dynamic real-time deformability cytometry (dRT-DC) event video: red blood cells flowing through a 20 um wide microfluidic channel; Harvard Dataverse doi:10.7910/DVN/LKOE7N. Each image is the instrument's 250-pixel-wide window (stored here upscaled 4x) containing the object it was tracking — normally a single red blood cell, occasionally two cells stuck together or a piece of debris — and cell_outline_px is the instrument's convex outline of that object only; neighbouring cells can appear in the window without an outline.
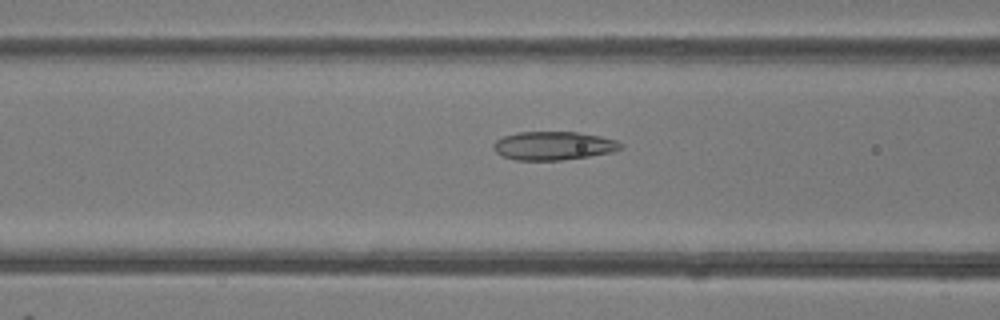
{"species": "common noctule bat (a hibernating species)", "species_latin": "Nyctalus noctula", "temperature_condition": "room temperature", "stored_images_in_passage": 34, "camera_frame_rate_fps": 3000, "um_per_image_px": 0.085, "animal": {"sex": "female"}, "frame": {"image": 1, "passage_image": 7, "time_ms": 2.0, "image_size_px": [1000, 320], "cell_outline_px": [[624, 148], [612, 152], [588, 156], [560, 160], [516, 160], [504, 156], [496, 152], [492, 148], [492, 144], [496, 140], [504, 136], [516, 132], [576, 132], [600, 136], [616, 140], [624, 144]], "centroid_in_image_um": [47.05, 12.38], "position_along_channel_um": 119.5, "area_um2": 21.15}}
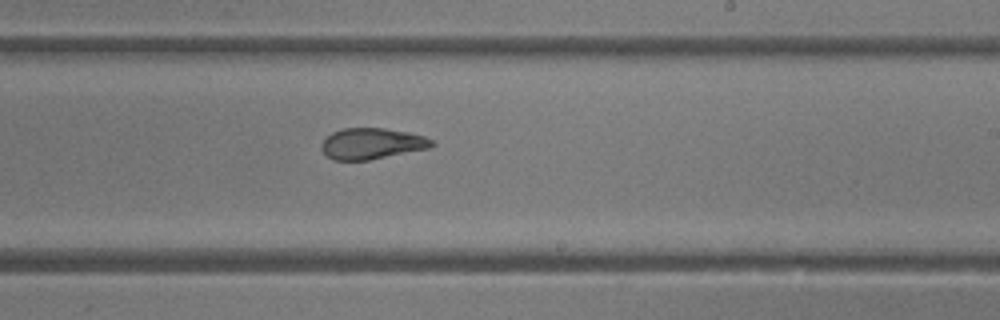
{"frame": {"image": 2, "passage_image": 17, "time_ms": 5.333, "image_size_px": [1000, 320], "cell_outline_px": [[436, 144], [432, 148], [368, 160], [332, 160], [320, 148], [320, 144], [332, 132], [340, 128], [384, 128], [408, 132], [424, 136], [432, 140]], "centroid_in_image_um": [31.62, 12.2], "position_along_channel_um": 257.4, "area_um2": 20.11}}
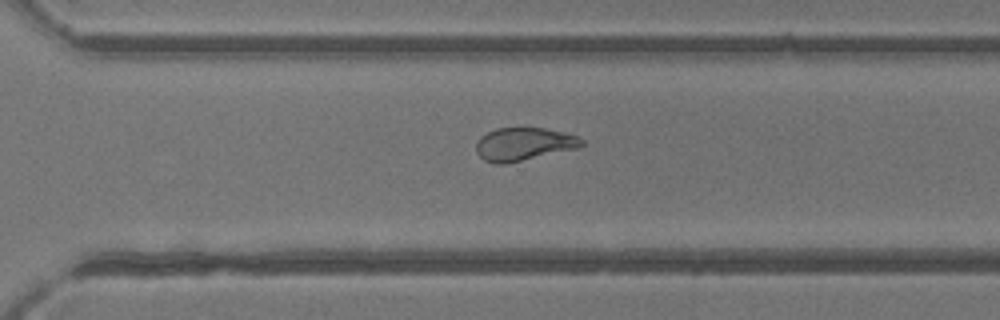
{"frame": {"image": 3, "passage_image": 22, "time_ms": 7.0, "image_size_px": [1000, 320], "cell_outline_px": [[584, 144], [580, 148], [504, 164], [496, 164], [484, 160], [476, 152], [476, 140], [480, 136], [496, 128], [544, 128], [564, 132], [580, 136], [584, 140]], "centroid_in_image_um": [44.55, 12.25], "position_along_channel_um": 326.1, "area_um2": 20.52}, "authors_computed_cell_mechanics": {"area_um2": 21.2126, "velocity_mm_per_s": 4.1333, "shape_relaxation_time_tau1_ms": 6.8543, "shape_relaxation_time_tau2_ms": 1.4684, "deformation_change_tau1": 0.1757, "deformation_change_tau2": 0.0856}}